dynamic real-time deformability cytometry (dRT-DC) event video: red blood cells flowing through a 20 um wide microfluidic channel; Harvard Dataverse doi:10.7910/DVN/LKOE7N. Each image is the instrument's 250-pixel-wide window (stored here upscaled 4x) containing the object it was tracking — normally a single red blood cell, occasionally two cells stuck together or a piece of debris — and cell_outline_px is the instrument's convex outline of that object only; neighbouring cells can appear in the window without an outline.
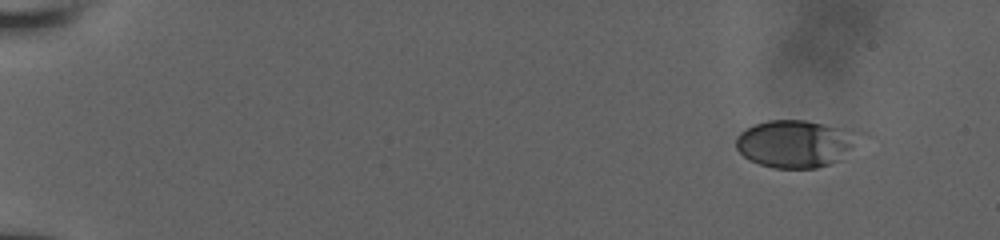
{"species": "human", "species_latin": "Homo sapiens", "temperature_condition": "room temperature", "stored_images_in_passage": 12, "camera_frame_rate_fps": 3000, "um_per_image_px": 0.085, "donor": {"sex": "male"}, "frame": {"image": 1, "passage_image": 1, "time_ms": 0.0, "image_size_px": [1000, 240], "cell_outline_px": [[864, 132], [840, 160], [816, 168], [772, 168], [748, 160], [736, 148], [736, 136], [744, 128], [768, 120], [804, 120], [852, 128]], "centroid_in_image_um": [67.62, 12.19], "position_along_channel_um": 17.4, "area_um2": 34.33}}
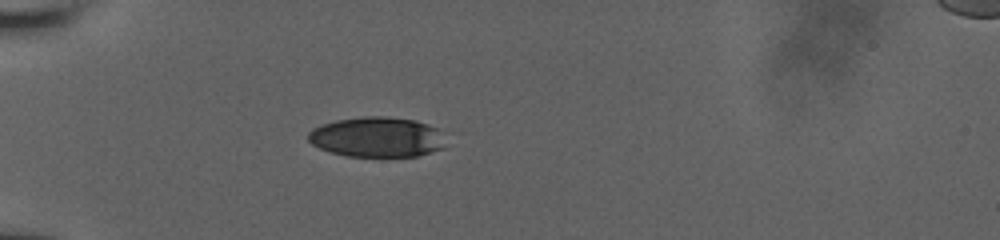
{"frame": {"image": 2, "passage_image": 9, "time_ms": 4.333, "image_size_px": [1000, 240], "cell_outline_px": [[444, 148], [416, 156], [348, 156], [332, 152], [320, 148], [312, 144], [308, 140], [308, 132], [312, 128], [320, 124], [336, 120], [364, 116], [388, 116], [416, 120], [428, 124], [436, 128]], "centroid_in_image_um": [31.98, 11.63], "position_along_channel_um": 53.0, "area_um2": 31.91}}
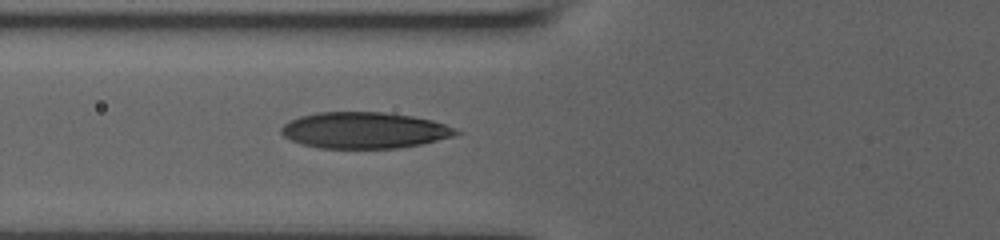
{"frame": {"image": 3, "passage_image": 12, "time_ms": 6.0, "image_size_px": [1000, 240], "cell_outline_px": [[460, 132], [452, 136], [424, 144], [400, 148], [320, 148], [300, 144], [284, 136], [280, 132], [280, 128], [284, 124], [300, 116], [316, 112], [384, 112], [412, 116], [432, 120], [444, 124]], "centroid_in_image_um": [30.94, 11.08], "position_along_channel_um": 94.9, "area_um2": 36.88}}